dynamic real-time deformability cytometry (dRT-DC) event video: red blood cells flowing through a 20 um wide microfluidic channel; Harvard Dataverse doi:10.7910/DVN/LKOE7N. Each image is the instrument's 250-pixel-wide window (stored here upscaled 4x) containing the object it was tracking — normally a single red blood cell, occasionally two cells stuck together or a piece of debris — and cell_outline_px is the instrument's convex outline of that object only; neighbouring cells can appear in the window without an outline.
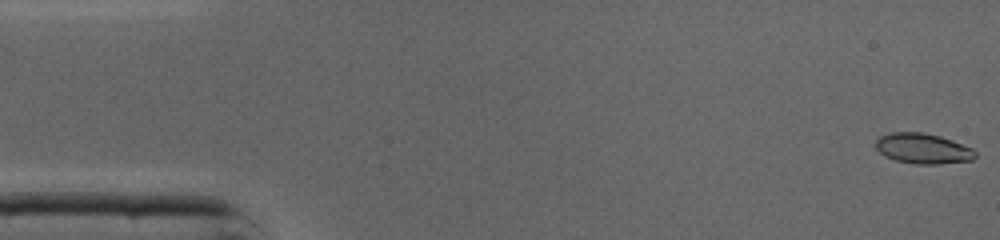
{"species": "common noctule bat (a hibernating species)", "species_latin": "Nyctalus noctula", "temperature_condition": "cold", "stored_images_in_passage": 46, "camera_frame_rate_fps": 3000, "um_per_image_px": 0.085, "animal": {"sex": "male", "body_mass_g": 19.0, "forearm_length_mm": 50.8}, "frame": {"image": 1, "passage_image": 1, "time_ms": 0.0, "image_size_px": [1000, 240], "cell_outline_px": [[976, 156], [972, 160], [936, 164], [916, 164], [896, 160], [884, 156], [876, 148], [876, 140], [880, 136], [888, 132], [924, 132], [940, 136], [952, 140], [972, 148], [976, 152]], "centroid_in_image_um": [78.44, 12.61], "position_along_channel_um": 6.6, "area_um2": 17.63}}
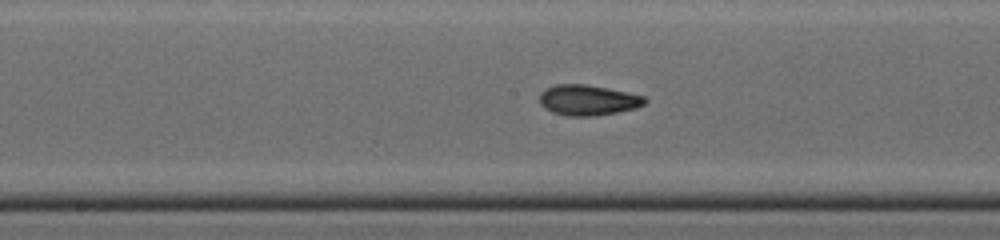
{"frame": {"image": 2, "passage_image": 23, "time_ms": 7.333, "image_size_px": [1000, 240], "cell_outline_px": [[648, 100], [644, 104], [636, 108], [596, 116], [568, 116], [552, 112], [544, 108], [540, 104], [540, 92], [556, 84], [584, 84], [628, 92], [644, 96]], "centroid_in_image_um": [49.97, 8.51], "position_along_channel_um": 198.2, "area_um2": 18.67}}
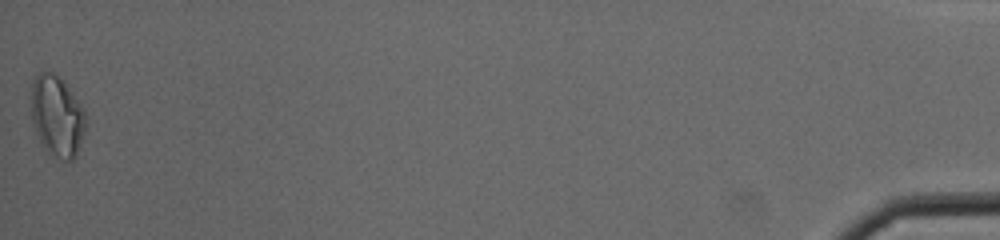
{"frame": {"image": 3, "passage_image": 46, "time_ms": 15.0, "image_size_px": [1000, 240], "cell_outline_px": [[84, 132], [76, 156], [72, 160], [60, 164], [40, 144], [32, 120], [32, 80], [44, 68], [52, 72], [64, 80], [84, 108]], "centroid_in_image_um": [4.84, 9.89], "position_along_channel_um": 430.4, "area_um2": 26.18}, "authors_computed_cell_mechanics": {"area_um2": 18.0047, "velocity_mm_per_s": 4.3768, "shape_relaxation_time_tau1_ms": 3.1559, "shape_relaxation_time_tau2_ms": 1.8581, "deformation_change_tau1": 0.1477, "deformation_change_tau2": 0.077}}